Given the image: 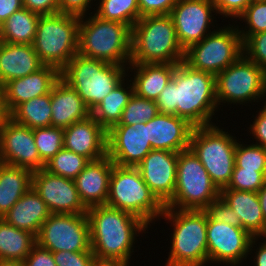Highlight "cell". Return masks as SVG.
<instances>
[{"instance_id":"6da1fadb","label":"cell","mask_w":266,"mask_h":266,"mask_svg":"<svg viewBox=\"0 0 266 266\" xmlns=\"http://www.w3.org/2000/svg\"><path fill=\"white\" fill-rule=\"evenodd\" d=\"M215 86L214 74L195 70L182 61L155 100L158 112L176 115L194 127L216 124L215 113L220 110Z\"/></svg>"},{"instance_id":"7a4b0ae2","label":"cell","mask_w":266,"mask_h":266,"mask_svg":"<svg viewBox=\"0 0 266 266\" xmlns=\"http://www.w3.org/2000/svg\"><path fill=\"white\" fill-rule=\"evenodd\" d=\"M87 215L91 250L99 258L130 263L137 237L140 233H149L150 227L140 218L107 205L91 207L87 209Z\"/></svg>"},{"instance_id":"3957f363","label":"cell","mask_w":266,"mask_h":266,"mask_svg":"<svg viewBox=\"0 0 266 266\" xmlns=\"http://www.w3.org/2000/svg\"><path fill=\"white\" fill-rule=\"evenodd\" d=\"M169 222L171 233L168 258L164 266H206L207 212L205 210H181L165 208L159 220Z\"/></svg>"},{"instance_id":"277c9868","label":"cell","mask_w":266,"mask_h":266,"mask_svg":"<svg viewBox=\"0 0 266 266\" xmlns=\"http://www.w3.org/2000/svg\"><path fill=\"white\" fill-rule=\"evenodd\" d=\"M184 56L170 15L141 17L133 25L130 64H178Z\"/></svg>"},{"instance_id":"5b68a950","label":"cell","mask_w":266,"mask_h":266,"mask_svg":"<svg viewBox=\"0 0 266 266\" xmlns=\"http://www.w3.org/2000/svg\"><path fill=\"white\" fill-rule=\"evenodd\" d=\"M132 28L90 13L80 17L78 53L89 58L127 66L131 61Z\"/></svg>"},{"instance_id":"8992f818","label":"cell","mask_w":266,"mask_h":266,"mask_svg":"<svg viewBox=\"0 0 266 266\" xmlns=\"http://www.w3.org/2000/svg\"><path fill=\"white\" fill-rule=\"evenodd\" d=\"M127 68L77 53L60 71V78L77 92L92 111L127 77Z\"/></svg>"},{"instance_id":"52a82bcc","label":"cell","mask_w":266,"mask_h":266,"mask_svg":"<svg viewBox=\"0 0 266 266\" xmlns=\"http://www.w3.org/2000/svg\"><path fill=\"white\" fill-rule=\"evenodd\" d=\"M106 205L137 216L149 227L159 221L165 209V205L143 181L136 167L115 164L110 175Z\"/></svg>"},{"instance_id":"ba28073f","label":"cell","mask_w":266,"mask_h":266,"mask_svg":"<svg viewBox=\"0 0 266 266\" xmlns=\"http://www.w3.org/2000/svg\"><path fill=\"white\" fill-rule=\"evenodd\" d=\"M79 23L71 14L40 15L32 46L44 65L61 71L78 53Z\"/></svg>"},{"instance_id":"9c48e42d","label":"cell","mask_w":266,"mask_h":266,"mask_svg":"<svg viewBox=\"0 0 266 266\" xmlns=\"http://www.w3.org/2000/svg\"><path fill=\"white\" fill-rule=\"evenodd\" d=\"M216 124L194 127L189 148L221 191L228 186L235 166L236 136Z\"/></svg>"},{"instance_id":"30bf717a","label":"cell","mask_w":266,"mask_h":266,"mask_svg":"<svg viewBox=\"0 0 266 266\" xmlns=\"http://www.w3.org/2000/svg\"><path fill=\"white\" fill-rule=\"evenodd\" d=\"M220 197L201 161L189 148L178 152L176 187L165 208L205 210Z\"/></svg>"},{"instance_id":"8fae6325","label":"cell","mask_w":266,"mask_h":266,"mask_svg":"<svg viewBox=\"0 0 266 266\" xmlns=\"http://www.w3.org/2000/svg\"><path fill=\"white\" fill-rule=\"evenodd\" d=\"M215 85L219 110L224 104L250 106L251 109L252 103L262 102L266 93V72L242 55L215 76Z\"/></svg>"},{"instance_id":"7c38bea8","label":"cell","mask_w":266,"mask_h":266,"mask_svg":"<svg viewBox=\"0 0 266 266\" xmlns=\"http://www.w3.org/2000/svg\"><path fill=\"white\" fill-rule=\"evenodd\" d=\"M243 55V41L237 25L230 23L208 34L185 50L184 62L195 70L215 76Z\"/></svg>"},{"instance_id":"4fadbf2b","label":"cell","mask_w":266,"mask_h":266,"mask_svg":"<svg viewBox=\"0 0 266 266\" xmlns=\"http://www.w3.org/2000/svg\"><path fill=\"white\" fill-rule=\"evenodd\" d=\"M36 242L51 252L92 251L90 225L85 214H51L42 224Z\"/></svg>"},{"instance_id":"5bb4252c","label":"cell","mask_w":266,"mask_h":266,"mask_svg":"<svg viewBox=\"0 0 266 266\" xmlns=\"http://www.w3.org/2000/svg\"><path fill=\"white\" fill-rule=\"evenodd\" d=\"M206 235L208 265L241 266L249 257L253 237L242 227L214 221L207 214Z\"/></svg>"},{"instance_id":"9a60e30c","label":"cell","mask_w":266,"mask_h":266,"mask_svg":"<svg viewBox=\"0 0 266 266\" xmlns=\"http://www.w3.org/2000/svg\"><path fill=\"white\" fill-rule=\"evenodd\" d=\"M214 15L218 16V13L212 0L177 1L170 16L174 22L177 39L184 51L213 32L211 28H218V24L215 23L218 21Z\"/></svg>"},{"instance_id":"2e32d148","label":"cell","mask_w":266,"mask_h":266,"mask_svg":"<svg viewBox=\"0 0 266 266\" xmlns=\"http://www.w3.org/2000/svg\"><path fill=\"white\" fill-rule=\"evenodd\" d=\"M0 160L2 163L24 167L32 172L45 168L34 141L33 129L10 117L0 129Z\"/></svg>"},{"instance_id":"e0dca14e","label":"cell","mask_w":266,"mask_h":266,"mask_svg":"<svg viewBox=\"0 0 266 266\" xmlns=\"http://www.w3.org/2000/svg\"><path fill=\"white\" fill-rule=\"evenodd\" d=\"M32 187L51 214H85L74 180L52 174L45 168L32 173Z\"/></svg>"},{"instance_id":"ac0fdd59","label":"cell","mask_w":266,"mask_h":266,"mask_svg":"<svg viewBox=\"0 0 266 266\" xmlns=\"http://www.w3.org/2000/svg\"><path fill=\"white\" fill-rule=\"evenodd\" d=\"M151 150L146 122L114 125L107 131V156L115 165L136 167Z\"/></svg>"},{"instance_id":"d6986e66","label":"cell","mask_w":266,"mask_h":266,"mask_svg":"<svg viewBox=\"0 0 266 266\" xmlns=\"http://www.w3.org/2000/svg\"><path fill=\"white\" fill-rule=\"evenodd\" d=\"M178 153L152 149L136 166L143 181L165 205L176 187Z\"/></svg>"},{"instance_id":"ffe728a7","label":"cell","mask_w":266,"mask_h":266,"mask_svg":"<svg viewBox=\"0 0 266 266\" xmlns=\"http://www.w3.org/2000/svg\"><path fill=\"white\" fill-rule=\"evenodd\" d=\"M194 126L176 115L158 113L146 122L147 141L152 149L180 152L189 149Z\"/></svg>"},{"instance_id":"44dd1931","label":"cell","mask_w":266,"mask_h":266,"mask_svg":"<svg viewBox=\"0 0 266 266\" xmlns=\"http://www.w3.org/2000/svg\"><path fill=\"white\" fill-rule=\"evenodd\" d=\"M59 79L60 71L56 67L44 65L25 77L10 80L2 87L8 113L25 101L50 93Z\"/></svg>"},{"instance_id":"7402d4cb","label":"cell","mask_w":266,"mask_h":266,"mask_svg":"<svg viewBox=\"0 0 266 266\" xmlns=\"http://www.w3.org/2000/svg\"><path fill=\"white\" fill-rule=\"evenodd\" d=\"M64 148L98 160L107 155V131L90 115L64 128Z\"/></svg>"},{"instance_id":"603a6c76","label":"cell","mask_w":266,"mask_h":266,"mask_svg":"<svg viewBox=\"0 0 266 266\" xmlns=\"http://www.w3.org/2000/svg\"><path fill=\"white\" fill-rule=\"evenodd\" d=\"M114 163L106 155L90 161L74 179L79 198L86 209L106 205Z\"/></svg>"},{"instance_id":"cb8c5ba5","label":"cell","mask_w":266,"mask_h":266,"mask_svg":"<svg viewBox=\"0 0 266 266\" xmlns=\"http://www.w3.org/2000/svg\"><path fill=\"white\" fill-rule=\"evenodd\" d=\"M44 64L30 44L0 41V87L10 80L38 71Z\"/></svg>"},{"instance_id":"d4e9b609","label":"cell","mask_w":266,"mask_h":266,"mask_svg":"<svg viewBox=\"0 0 266 266\" xmlns=\"http://www.w3.org/2000/svg\"><path fill=\"white\" fill-rule=\"evenodd\" d=\"M51 110V126L63 129L91 115L82 98L61 78L51 89Z\"/></svg>"},{"instance_id":"484cf974","label":"cell","mask_w":266,"mask_h":266,"mask_svg":"<svg viewBox=\"0 0 266 266\" xmlns=\"http://www.w3.org/2000/svg\"><path fill=\"white\" fill-rule=\"evenodd\" d=\"M50 215L46 203L31 186L2 219L37 237L43 222Z\"/></svg>"},{"instance_id":"4316f807","label":"cell","mask_w":266,"mask_h":266,"mask_svg":"<svg viewBox=\"0 0 266 266\" xmlns=\"http://www.w3.org/2000/svg\"><path fill=\"white\" fill-rule=\"evenodd\" d=\"M220 197L235 210L242 228L252 237L261 238L266 233V222L257 192L222 189Z\"/></svg>"},{"instance_id":"83f0119b","label":"cell","mask_w":266,"mask_h":266,"mask_svg":"<svg viewBox=\"0 0 266 266\" xmlns=\"http://www.w3.org/2000/svg\"><path fill=\"white\" fill-rule=\"evenodd\" d=\"M176 66L177 64L164 63L129 64L127 76L132 81L137 96L155 101L171 80Z\"/></svg>"},{"instance_id":"f1b7e54d","label":"cell","mask_w":266,"mask_h":266,"mask_svg":"<svg viewBox=\"0 0 266 266\" xmlns=\"http://www.w3.org/2000/svg\"><path fill=\"white\" fill-rule=\"evenodd\" d=\"M32 173L30 169L24 167L0 163V218H3L31 188Z\"/></svg>"},{"instance_id":"f546056e","label":"cell","mask_w":266,"mask_h":266,"mask_svg":"<svg viewBox=\"0 0 266 266\" xmlns=\"http://www.w3.org/2000/svg\"><path fill=\"white\" fill-rule=\"evenodd\" d=\"M133 94L134 87L127 76L91 111V116L108 131L119 123L123 110Z\"/></svg>"},{"instance_id":"4dcf8cb0","label":"cell","mask_w":266,"mask_h":266,"mask_svg":"<svg viewBox=\"0 0 266 266\" xmlns=\"http://www.w3.org/2000/svg\"><path fill=\"white\" fill-rule=\"evenodd\" d=\"M39 18L40 14L25 7L17 10L1 24L0 41L32 45Z\"/></svg>"},{"instance_id":"1f68e13d","label":"cell","mask_w":266,"mask_h":266,"mask_svg":"<svg viewBox=\"0 0 266 266\" xmlns=\"http://www.w3.org/2000/svg\"><path fill=\"white\" fill-rule=\"evenodd\" d=\"M36 243V236L0 218V259L24 261Z\"/></svg>"},{"instance_id":"d6a6232c","label":"cell","mask_w":266,"mask_h":266,"mask_svg":"<svg viewBox=\"0 0 266 266\" xmlns=\"http://www.w3.org/2000/svg\"><path fill=\"white\" fill-rule=\"evenodd\" d=\"M51 91L19 104L11 113L10 118L30 129L51 126Z\"/></svg>"},{"instance_id":"836d02e7","label":"cell","mask_w":266,"mask_h":266,"mask_svg":"<svg viewBox=\"0 0 266 266\" xmlns=\"http://www.w3.org/2000/svg\"><path fill=\"white\" fill-rule=\"evenodd\" d=\"M97 2L93 13L101 19L118 21L132 28L140 18L138 0H96L95 3Z\"/></svg>"},{"instance_id":"e575fe53","label":"cell","mask_w":266,"mask_h":266,"mask_svg":"<svg viewBox=\"0 0 266 266\" xmlns=\"http://www.w3.org/2000/svg\"><path fill=\"white\" fill-rule=\"evenodd\" d=\"M89 162L85 156L63 147L46 163L45 169L52 174L74 180Z\"/></svg>"},{"instance_id":"d590c367","label":"cell","mask_w":266,"mask_h":266,"mask_svg":"<svg viewBox=\"0 0 266 266\" xmlns=\"http://www.w3.org/2000/svg\"><path fill=\"white\" fill-rule=\"evenodd\" d=\"M34 141L41 160L46 164L64 147V129L42 127L33 129Z\"/></svg>"},{"instance_id":"8d00e7d4","label":"cell","mask_w":266,"mask_h":266,"mask_svg":"<svg viewBox=\"0 0 266 266\" xmlns=\"http://www.w3.org/2000/svg\"><path fill=\"white\" fill-rule=\"evenodd\" d=\"M238 20L245 23L242 27ZM237 22L240 24H237ZM237 24L238 32L244 42L249 36L266 31V0L252 1L245 11L234 22ZM247 25V26H246ZM244 28V29H243Z\"/></svg>"},{"instance_id":"74e56055","label":"cell","mask_w":266,"mask_h":266,"mask_svg":"<svg viewBox=\"0 0 266 266\" xmlns=\"http://www.w3.org/2000/svg\"><path fill=\"white\" fill-rule=\"evenodd\" d=\"M158 113L154 100L139 97L134 93L125 106L119 123L116 125H134L140 122H147Z\"/></svg>"},{"instance_id":"f35d334b","label":"cell","mask_w":266,"mask_h":266,"mask_svg":"<svg viewBox=\"0 0 266 266\" xmlns=\"http://www.w3.org/2000/svg\"><path fill=\"white\" fill-rule=\"evenodd\" d=\"M235 165L244 170L266 172V148L254 143L245 144L237 141L235 150Z\"/></svg>"},{"instance_id":"ab89813d","label":"cell","mask_w":266,"mask_h":266,"mask_svg":"<svg viewBox=\"0 0 266 266\" xmlns=\"http://www.w3.org/2000/svg\"><path fill=\"white\" fill-rule=\"evenodd\" d=\"M266 181V172L244 170L234 166L228 186L224 189H233L249 192H258Z\"/></svg>"},{"instance_id":"60d3db41","label":"cell","mask_w":266,"mask_h":266,"mask_svg":"<svg viewBox=\"0 0 266 266\" xmlns=\"http://www.w3.org/2000/svg\"><path fill=\"white\" fill-rule=\"evenodd\" d=\"M243 55L266 72V31L253 34L243 42Z\"/></svg>"},{"instance_id":"b9f144b4","label":"cell","mask_w":266,"mask_h":266,"mask_svg":"<svg viewBox=\"0 0 266 266\" xmlns=\"http://www.w3.org/2000/svg\"><path fill=\"white\" fill-rule=\"evenodd\" d=\"M205 211L214 221L225 222L235 227H242L235 210H233L221 197L212 201Z\"/></svg>"},{"instance_id":"7bdbcfd3","label":"cell","mask_w":266,"mask_h":266,"mask_svg":"<svg viewBox=\"0 0 266 266\" xmlns=\"http://www.w3.org/2000/svg\"><path fill=\"white\" fill-rule=\"evenodd\" d=\"M94 256L92 251L70 252L62 250L53 252L57 266H91Z\"/></svg>"},{"instance_id":"ee69618b","label":"cell","mask_w":266,"mask_h":266,"mask_svg":"<svg viewBox=\"0 0 266 266\" xmlns=\"http://www.w3.org/2000/svg\"><path fill=\"white\" fill-rule=\"evenodd\" d=\"M253 0H212L218 15L236 20Z\"/></svg>"},{"instance_id":"f6af8a7d","label":"cell","mask_w":266,"mask_h":266,"mask_svg":"<svg viewBox=\"0 0 266 266\" xmlns=\"http://www.w3.org/2000/svg\"><path fill=\"white\" fill-rule=\"evenodd\" d=\"M178 0H138L140 18L145 16L170 15Z\"/></svg>"},{"instance_id":"bcb514c9","label":"cell","mask_w":266,"mask_h":266,"mask_svg":"<svg viewBox=\"0 0 266 266\" xmlns=\"http://www.w3.org/2000/svg\"><path fill=\"white\" fill-rule=\"evenodd\" d=\"M256 116L252 115L254 121L248 125V133L252 136V142L266 148V112L262 108H258ZM255 139V140H254Z\"/></svg>"},{"instance_id":"7dc6e473","label":"cell","mask_w":266,"mask_h":266,"mask_svg":"<svg viewBox=\"0 0 266 266\" xmlns=\"http://www.w3.org/2000/svg\"><path fill=\"white\" fill-rule=\"evenodd\" d=\"M94 2L93 0H59V13L79 17L86 16L87 14L93 13V11L89 12V9H93L92 6H96Z\"/></svg>"},{"instance_id":"c3c4849f","label":"cell","mask_w":266,"mask_h":266,"mask_svg":"<svg viewBox=\"0 0 266 266\" xmlns=\"http://www.w3.org/2000/svg\"><path fill=\"white\" fill-rule=\"evenodd\" d=\"M24 262L25 266H57L53 257V252L41 247L37 243L25 258Z\"/></svg>"},{"instance_id":"681fc988","label":"cell","mask_w":266,"mask_h":266,"mask_svg":"<svg viewBox=\"0 0 266 266\" xmlns=\"http://www.w3.org/2000/svg\"><path fill=\"white\" fill-rule=\"evenodd\" d=\"M23 7L40 15L59 13V0H22Z\"/></svg>"},{"instance_id":"f907efd6","label":"cell","mask_w":266,"mask_h":266,"mask_svg":"<svg viewBox=\"0 0 266 266\" xmlns=\"http://www.w3.org/2000/svg\"><path fill=\"white\" fill-rule=\"evenodd\" d=\"M261 239H260V237H253L251 239V242L249 245V253L248 254L249 255L255 254L254 257H253V255H251V258H254L253 260L250 261V262L253 261L252 263H254V264L251 263V265H253V266H266V240L262 237H261ZM257 241H259V242L257 243ZM255 250H256V252H255Z\"/></svg>"},{"instance_id":"816d5d0a","label":"cell","mask_w":266,"mask_h":266,"mask_svg":"<svg viewBox=\"0 0 266 266\" xmlns=\"http://www.w3.org/2000/svg\"><path fill=\"white\" fill-rule=\"evenodd\" d=\"M21 8L22 0H0V25Z\"/></svg>"},{"instance_id":"f5cc1de1","label":"cell","mask_w":266,"mask_h":266,"mask_svg":"<svg viewBox=\"0 0 266 266\" xmlns=\"http://www.w3.org/2000/svg\"><path fill=\"white\" fill-rule=\"evenodd\" d=\"M129 262H125L119 259L99 258L94 256L91 266H130Z\"/></svg>"},{"instance_id":"db71d44e","label":"cell","mask_w":266,"mask_h":266,"mask_svg":"<svg viewBox=\"0 0 266 266\" xmlns=\"http://www.w3.org/2000/svg\"><path fill=\"white\" fill-rule=\"evenodd\" d=\"M10 117L6 106L2 88L0 87V129L4 126L6 120Z\"/></svg>"},{"instance_id":"11a10c76","label":"cell","mask_w":266,"mask_h":266,"mask_svg":"<svg viewBox=\"0 0 266 266\" xmlns=\"http://www.w3.org/2000/svg\"><path fill=\"white\" fill-rule=\"evenodd\" d=\"M257 195H258L260 205H261V210L263 212L264 219L266 222V181L263 184V186L259 189V191L257 192Z\"/></svg>"},{"instance_id":"9f6ffc18","label":"cell","mask_w":266,"mask_h":266,"mask_svg":"<svg viewBox=\"0 0 266 266\" xmlns=\"http://www.w3.org/2000/svg\"><path fill=\"white\" fill-rule=\"evenodd\" d=\"M0 266H25V262L20 260L0 259Z\"/></svg>"},{"instance_id":"6f0895ef","label":"cell","mask_w":266,"mask_h":266,"mask_svg":"<svg viewBox=\"0 0 266 266\" xmlns=\"http://www.w3.org/2000/svg\"><path fill=\"white\" fill-rule=\"evenodd\" d=\"M262 101H263L262 103H264V104L259 103V104L263 105V106H260V107L266 112V93H265L264 97L262 98Z\"/></svg>"},{"instance_id":"680465c9","label":"cell","mask_w":266,"mask_h":266,"mask_svg":"<svg viewBox=\"0 0 266 266\" xmlns=\"http://www.w3.org/2000/svg\"><path fill=\"white\" fill-rule=\"evenodd\" d=\"M262 238H264L266 240V233L262 236Z\"/></svg>"}]
</instances>
